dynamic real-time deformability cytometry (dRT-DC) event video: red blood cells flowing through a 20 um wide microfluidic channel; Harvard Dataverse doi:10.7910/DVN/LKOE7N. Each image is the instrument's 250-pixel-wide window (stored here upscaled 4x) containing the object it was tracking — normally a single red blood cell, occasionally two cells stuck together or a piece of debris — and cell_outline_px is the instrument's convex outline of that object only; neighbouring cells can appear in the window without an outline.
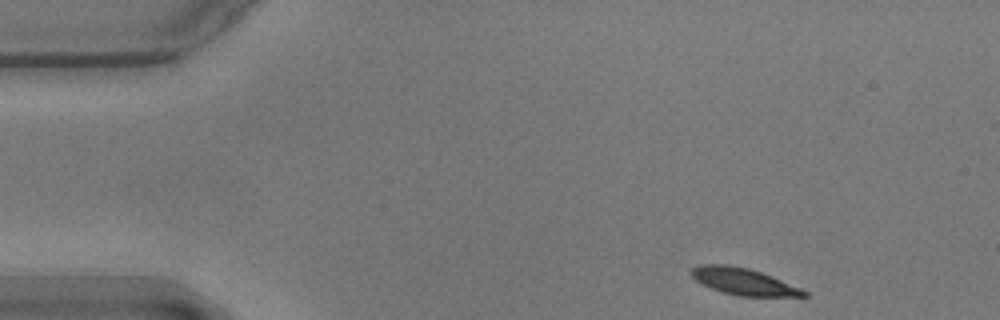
{"species": "common noctule bat (a hibernating species)", "species_latin": "Nyctalus noctula", "temperature_condition": "warm", "stored_images_in_passage": 52, "camera_frame_rate_fps": 3000, "um_per_image_px": 0.085, "animal": {"sex": "male", "body_mass_g": 17.9}, "frame": {"image": 1, "passage_image": 1, "time_ms": 0.0, "image_size_px": [1000, 320], "cell_outline_px": [[808, 296], [736, 296], [720, 292], [696, 280], [688, 272], [692, 268], [700, 264], [724, 264], [748, 268], [772, 276], [800, 288], [808, 292]], "centroid_in_image_um": [63.17, 23.93], "position_along_channel_um": 21.8, "area_um2": 17.46}}
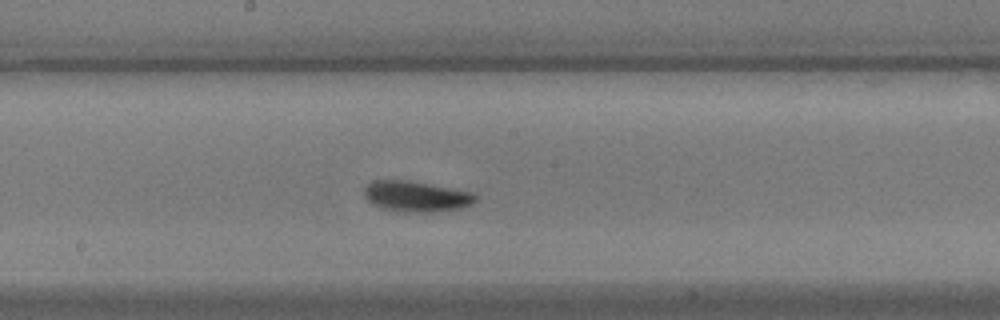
{"frame": {"image": 2, "passage_image": 24, "time_ms": 7.667, "image_size_px": [1000, 320], "cell_outline_px": [[480, 196], [472, 204], [460, 208], [432, 212], [404, 212], [384, 208], [372, 204], [364, 196], [364, 188], [372, 180], [408, 180], [472, 192]], "centroid_in_image_um": [35.39, 16.69], "position_along_channel_um": 212.8, "area_um2": 19.88}}
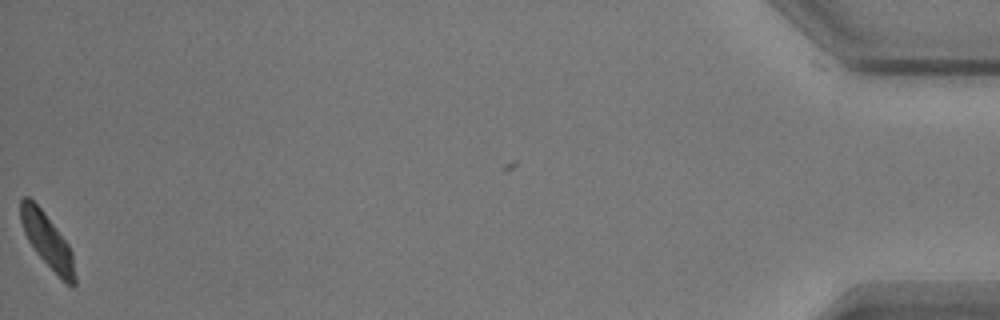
{"frame": {"image": 3, "passage_image": 51, "time_ms": 16.667, "image_size_px": [1000, 320], "cell_outline_px": [[76, 284], [72, 288], [36, 252], [28, 240], [24, 232], [20, 220], [20, 200], [24, 196], [28, 196], [44, 212], [68, 244], [72, 252], [76, 276]], "centroid_in_image_um": [4.02, 20.43], "position_along_channel_um": 431.2, "area_um2": 16.76}, "authors_computed_cell_mechanics": {"area_um2": 18.5827, "velocity_mm_per_s": 3.5211, "shape_relaxation_time_tau1_ms": 1.6397, "shape_relaxation_time_tau2_ms": null, "deformation_change_tau1": 0.1234, "deformation_change_tau2": null}}